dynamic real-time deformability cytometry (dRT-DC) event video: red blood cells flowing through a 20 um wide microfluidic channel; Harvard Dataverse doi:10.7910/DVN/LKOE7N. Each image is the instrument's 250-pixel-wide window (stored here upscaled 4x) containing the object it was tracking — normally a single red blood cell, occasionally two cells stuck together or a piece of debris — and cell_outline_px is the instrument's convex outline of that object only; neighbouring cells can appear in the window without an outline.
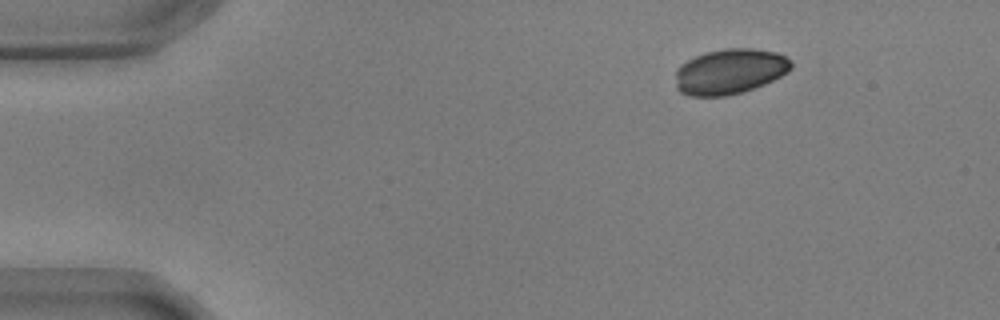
{"species": "common noctule bat (a hibernating species)", "species_latin": "Nyctalus noctula", "temperature_condition": "warm", "stored_images_in_passage": 8, "camera_frame_rate_fps": 3000, "um_per_image_px": 0.085, "animal": {"sex": "male", "body_mass_g": 17.9, "forearm_length_mm": 54.2}, "frame": {"image": 1, "passage_image": 1, "time_ms": 0.0, "image_size_px": [1000, 320], "cell_outline_px": [[792, 68], [788, 72], [764, 84], [740, 92], [724, 96], [688, 96], [680, 92], [676, 88], [676, 68], [680, 64], [704, 52], [724, 48], [752, 48], [776, 52], [784, 56], [792, 64]], "centroid_in_image_um": [61.99, 6.07], "position_along_channel_um": 23.0, "area_um2": 30.52}}